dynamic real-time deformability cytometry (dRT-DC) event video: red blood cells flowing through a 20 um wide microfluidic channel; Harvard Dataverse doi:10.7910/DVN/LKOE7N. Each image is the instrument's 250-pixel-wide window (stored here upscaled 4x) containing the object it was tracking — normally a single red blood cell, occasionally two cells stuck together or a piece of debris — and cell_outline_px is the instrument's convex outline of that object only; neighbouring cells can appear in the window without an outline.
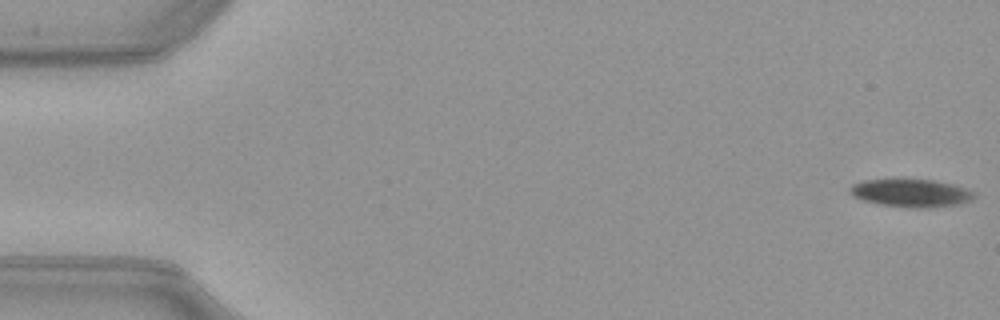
{"species": "common noctule bat (a hibernating species)", "species_latin": "Nyctalus noctula", "temperature_condition": "warm", "stored_images_in_passage": 52, "camera_frame_rate_fps": 3000, "um_per_image_px": 0.085, "animal": {"sex": "female", "body_mass_g": 21.9}, "frame": {"image": 1, "passage_image": 1, "time_ms": 0.0, "image_size_px": [1000, 320], "cell_outline_px": [[976, 196], [972, 200], [960, 204], [928, 208], [912, 208], [880, 204], [860, 200], [852, 196], [848, 192], [848, 188], [852, 184], [864, 180], [900, 176], [904, 176], [932, 180], [952, 184], [968, 188], [976, 192]], "centroid_in_image_um": [77.4, 16.36], "position_along_channel_um": 7.6, "area_um2": 21.44}}
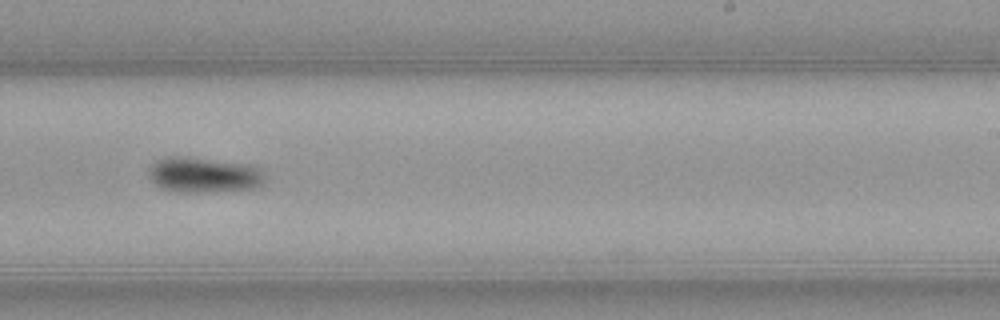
{"frame": {"image": 2, "passage_image": 32, "time_ms": 10.333, "image_size_px": [1000, 320], "cell_outline_px": [[268, 180], [264, 184], [252, 188], [200, 192], [172, 192], [160, 188], [148, 176], [148, 168], [156, 160], [168, 156], [188, 156], [252, 164], [260, 168], [264, 172]], "centroid_in_image_um": [17.34, 14.85], "position_along_channel_um": 271.7, "area_um2": 24.57}}
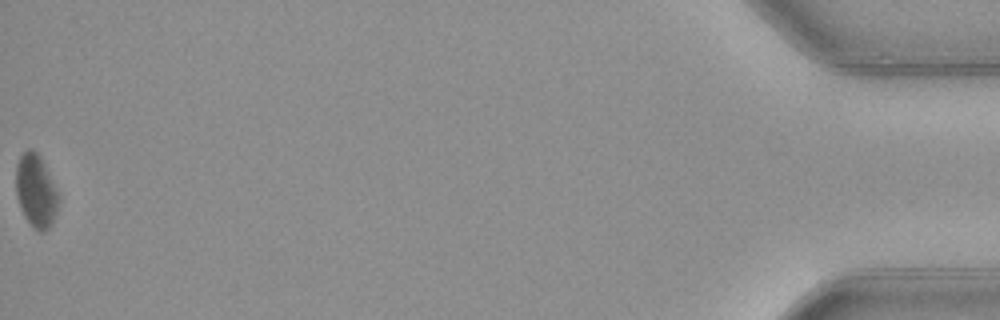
{"frame": {"image": 3, "passage_image": 52, "time_ms": 17.0, "image_size_px": [1000, 320], "cell_outline_px": [[60, 200], [52, 224], [44, 232], [40, 232], [24, 216], [16, 192], [16, 164], [20, 156], [28, 148], [32, 148], [40, 156], [60, 196]], "centroid_in_image_um": [3.07, 16.21], "position_along_channel_um": 432.1, "area_um2": 17.92}, "authors_computed_cell_mechanics": {"area_um2": 21.7906, "velocity_mm_per_s": 3.9932, "shape_relaxation_time_tau1_ms": 2.7394, "shape_relaxation_time_tau2_ms": null, "deformation_change_tau1": 0.0878, "deformation_change_tau2": null}}